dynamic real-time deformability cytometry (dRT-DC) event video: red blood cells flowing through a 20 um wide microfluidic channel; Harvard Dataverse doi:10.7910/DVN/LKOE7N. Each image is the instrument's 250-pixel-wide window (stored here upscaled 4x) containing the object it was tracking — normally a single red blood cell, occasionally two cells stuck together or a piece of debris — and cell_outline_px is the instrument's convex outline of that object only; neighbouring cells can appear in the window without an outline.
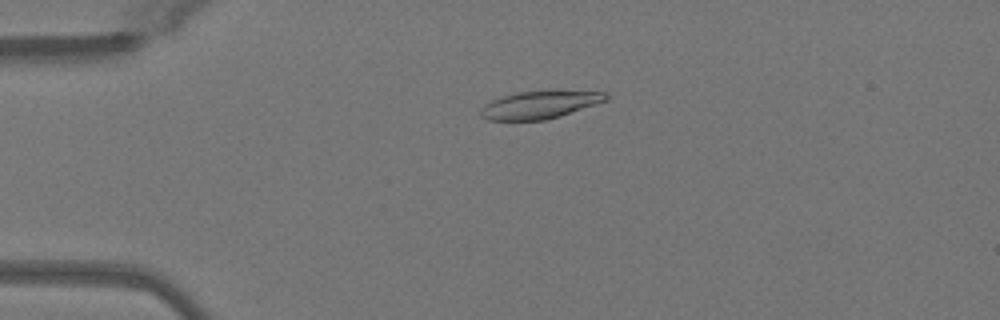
{"species": "Egyptian fruit bat (a non-hibernating species)", "species_latin": "Rousettus aegyptiacus", "temperature_condition": "warm", "stored_images_in_passage": 50, "camera_frame_rate_fps": 3000, "um_per_image_px": 0.085, "animal": {"sex": "female"}, "frame": {"image": 1, "passage_image": 12, "time_ms": 3.667, "image_size_px": [1000, 320], "cell_outline_px": [[608, 100], [560, 116], [544, 120], [488, 120], [480, 116], [480, 108], [484, 104], [492, 100], [504, 96], [520, 92], [608, 92]], "centroid_in_image_um": [45.83, 8.93], "position_along_channel_um": 39.2, "area_um2": 19.65}}
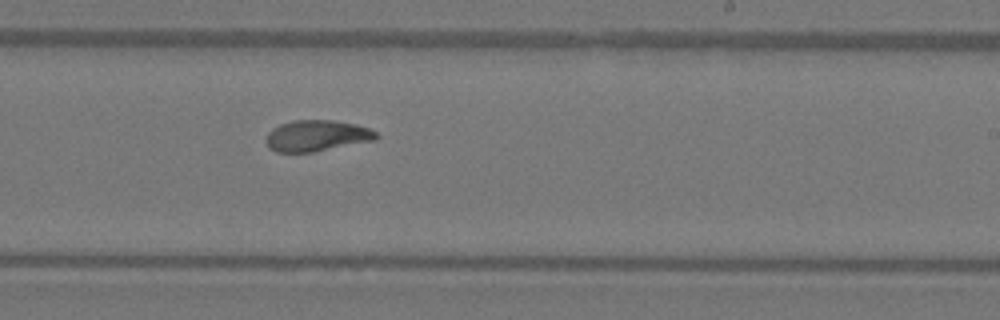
{"frame": {"image": 2, "passage_image": 31, "time_ms": 10.0, "image_size_px": [1000, 320], "cell_outline_px": [[380, 136], [376, 140], [312, 152], [276, 152], [268, 148], [264, 140], [268, 132], [272, 128], [280, 124], [296, 120], [332, 120], [356, 124], [368, 128], [376, 132]], "centroid_in_image_um": [26.9, 11.54], "position_along_channel_um": 262.1, "area_um2": 20.11}}
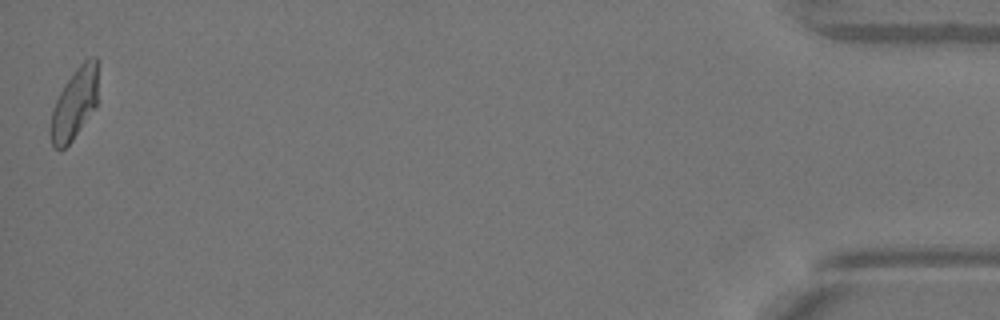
{"frame": {"image": 3, "passage_image": 50, "time_ms": 16.333, "image_size_px": [1000, 320], "cell_outline_px": [[100, 60], [96, 108], [72, 140], [60, 152], [52, 144], [52, 108], [64, 84], [76, 68], [84, 60], [92, 56], [96, 56]], "centroid_in_image_um": [6.41, 8.72], "position_along_channel_um": 428.8, "area_um2": 19.88}, "authors_computed_cell_mechanics": {"area_um2": 20.519, "velocity_mm_per_s": 4.0605, "shape_relaxation_time_tau1_ms": 7.0453, "shape_relaxation_time_tau2_ms": 1.7472, "deformation_change_tau1": 0.2171, "deformation_change_tau2": 0.0683}}